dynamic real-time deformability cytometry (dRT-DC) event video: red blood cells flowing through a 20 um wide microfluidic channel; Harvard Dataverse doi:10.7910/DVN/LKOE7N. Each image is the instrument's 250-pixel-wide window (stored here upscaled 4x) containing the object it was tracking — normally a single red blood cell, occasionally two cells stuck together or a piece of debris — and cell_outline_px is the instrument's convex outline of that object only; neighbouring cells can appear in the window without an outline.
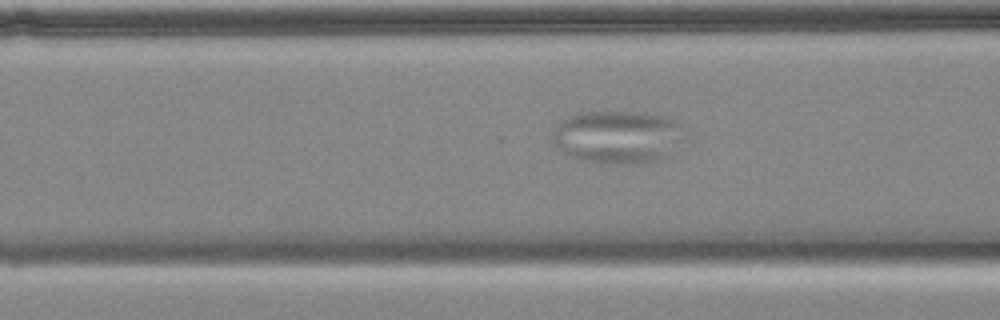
{"species": "common noctule bat (a hibernating species)", "species_latin": "Nyctalus noctula", "temperature_condition": "cold", "stored_images_in_passage": 23, "camera_frame_rate_fps": 3000, "um_per_image_px": 0.085, "animal": {"sex": "female", "body_mass_g": 18.4}, "frame": {"image": 1, "passage_image": 20, "time_ms": 6.333, "image_size_px": [1000, 320], "cell_outline_px": [[680, 124], [668, 156], [656, 160], [576, 160], [552, 144], [552, 136], [556, 128], [564, 120], [580, 112], [644, 112], [664, 116]], "centroid_in_image_um": [52.35, 11.57], "position_along_channel_um": 114.2, "area_um2": 38.15}}